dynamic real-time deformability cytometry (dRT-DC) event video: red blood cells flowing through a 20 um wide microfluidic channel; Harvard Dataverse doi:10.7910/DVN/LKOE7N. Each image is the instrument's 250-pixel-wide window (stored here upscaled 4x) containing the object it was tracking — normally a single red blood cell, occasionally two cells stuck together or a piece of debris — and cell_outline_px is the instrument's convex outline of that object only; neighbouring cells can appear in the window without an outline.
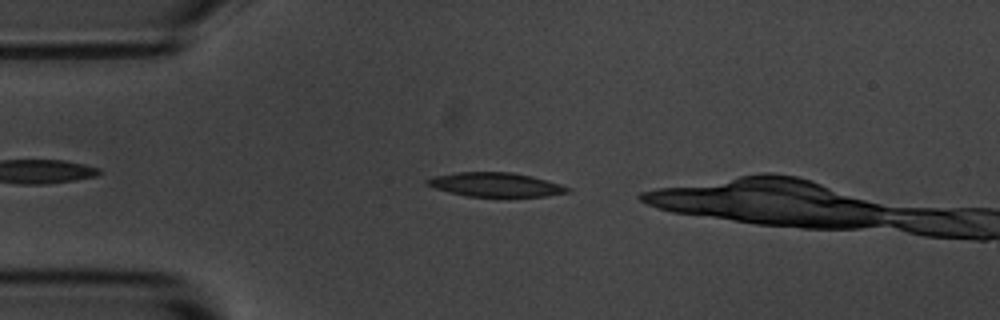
{"species": "common noctule bat (a hibernating species)", "species_latin": "Nyctalus noctula", "temperature_condition": "room temperature", "stored_images_in_passage": 28, "camera_frame_rate_fps": 3000, "um_per_image_px": 0.085, "animal": {"sex": "male", "body_mass_g": 20.1, "forearm_length_mm": 53.5}, "frame": {"image": 1, "passage_image": 4, "time_ms": 1.0, "image_size_px": [1000, 320], "cell_outline_px": [[572, 192], [544, 196], [468, 196], [436, 188], [428, 184], [424, 180], [432, 176], [456, 172], [512, 172], [532, 176], [548, 180], [572, 188]], "centroid_in_image_um": [42.17, 15.68], "position_along_channel_um": 42.8, "area_um2": 19.59}}
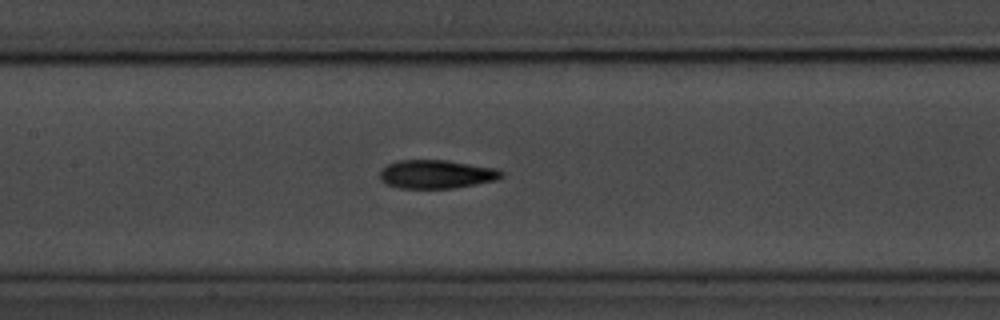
{"frame": {"image": 2, "passage_image": 16, "time_ms": 5.0, "image_size_px": [1000, 320], "cell_outline_px": [[504, 176], [496, 180], [476, 184], [452, 188], [400, 188], [384, 184], [380, 180], [380, 172], [388, 164], [396, 160], [448, 160], [496, 168], [504, 172]], "centroid_in_image_um": [37.1, 14.8], "position_along_channel_um": 170.3, "area_um2": 20.35}}
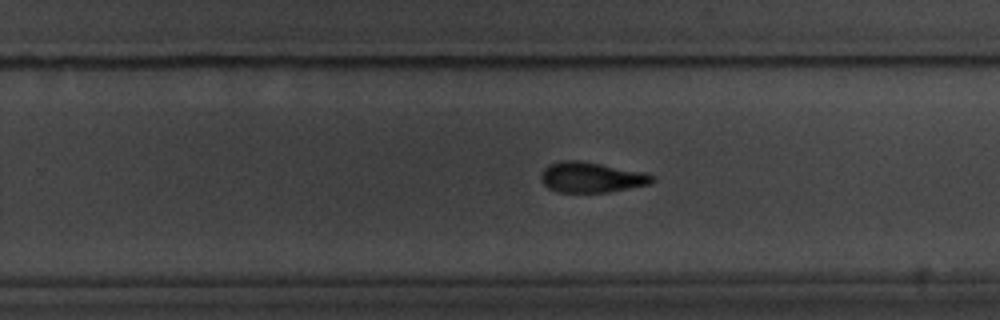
{"frame": {"image": 3, "passage_image": 25, "time_ms": 8.0, "image_size_px": [1000, 320], "cell_outline_px": [[656, 180], [648, 184], [608, 192], [560, 192], [548, 188], [540, 180], [540, 172], [548, 164], [560, 160], [580, 160], [640, 172], [652, 176]], "centroid_in_image_um": [50.17, 15.06], "position_along_channel_um": 279.6, "area_um2": 19.48}}